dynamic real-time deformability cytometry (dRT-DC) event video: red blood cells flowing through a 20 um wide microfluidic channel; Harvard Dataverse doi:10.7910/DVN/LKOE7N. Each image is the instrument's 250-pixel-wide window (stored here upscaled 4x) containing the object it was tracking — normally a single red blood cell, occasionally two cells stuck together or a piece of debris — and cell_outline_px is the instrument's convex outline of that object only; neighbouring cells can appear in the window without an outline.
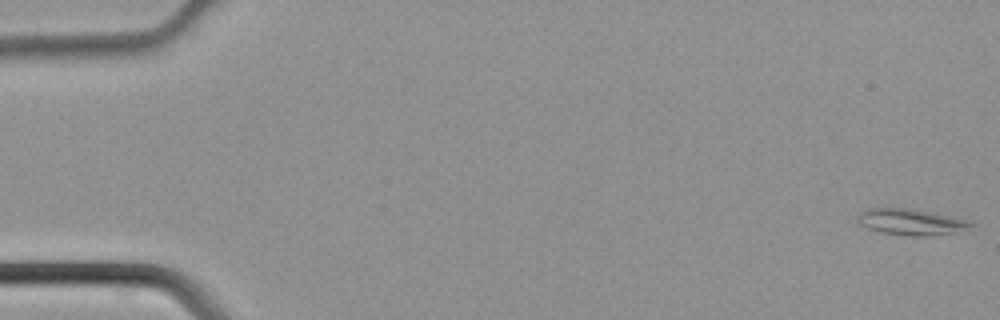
{"species": "common noctule bat (a hibernating species)", "species_latin": "Nyctalus noctula", "temperature_condition": "cold", "stored_images_in_passage": 43, "camera_frame_rate_fps": 3000, "um_per_image_px": 0.085, "animal": {"sex": "male", "body_mass_g": 21.5, "forearm_length_mm": 52.0}, "frame": {"image": 1, "passage_image": 1, "time_ms": 0.0, "image_size_px": [1000, 320], "cell_outline_px": [[976, 224], [956, 232], [928, 236], [912, 236], [884, 232], [868, 228], [860, 224], [856, 220], [856, 216], [860, 212], [868, 208], [904, 208], [964, 220]], "centroid_in_image_um": [77.33, 18.87], "position_along_channel_um": 7.7, "area_um2": 16.53}}
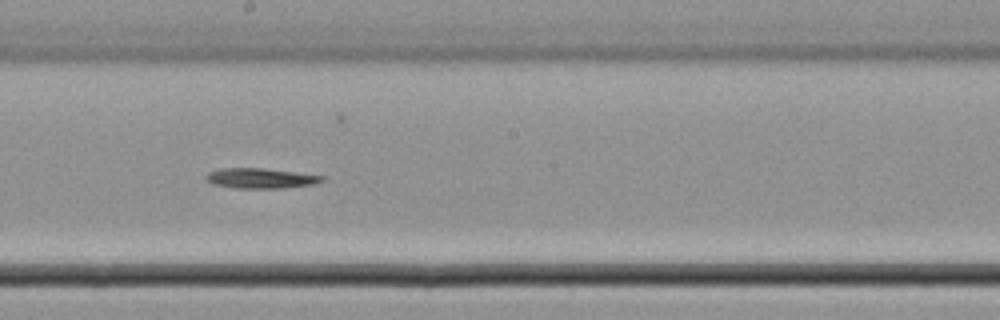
{"frame": {"image": 2, "passage_image": 26, "time_ms": 8.333, "image_size_px": [1000, 320], "cell_outline_px": [[324, 180], [312, 184], [280, 188], [232, 188], [212, 184], [204, 176], [208, 172], [220, 168], [264, 168], [324, 176]], "centroid_in_image_um": [22.08, 15.15], "position_along_channel_um": 226.1, "area_um2": 13.53}}
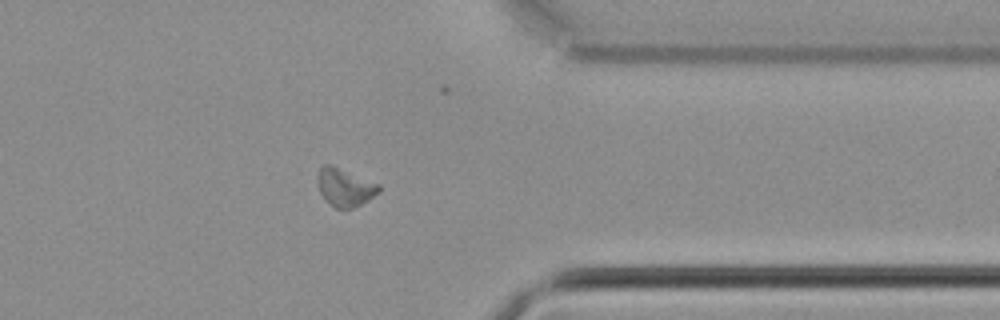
{"frame": {"image": 3, "passage_image": 37, "time_ms": 12.0, "image_size_px": [1000, 320], "cell_outline_px": [[380, 192], [368, 200], [352, 208], [336, 208], [320, 192], [316, 184], [316, 176], [320, 168], [324, 164], [332, 164], [380, 184]], "centroid_in_image_um": [29.31, 15.88], "position_along_channel_um": 382.1, "area_um2": 13.58}}